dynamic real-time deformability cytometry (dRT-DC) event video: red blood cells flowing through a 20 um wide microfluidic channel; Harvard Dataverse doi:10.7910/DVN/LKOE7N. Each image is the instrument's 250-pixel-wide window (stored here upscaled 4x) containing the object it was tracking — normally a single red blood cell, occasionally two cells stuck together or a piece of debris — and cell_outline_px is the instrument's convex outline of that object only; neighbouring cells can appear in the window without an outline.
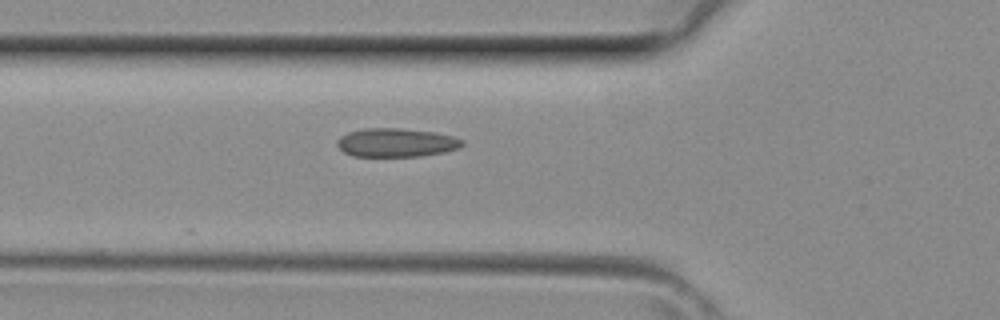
{"species": "common noctule bat (a hibernating species)", "species_latin": "Nyctalus noctula", "temperature_condition": "room temperature", "stored_images_in_passage": 2, "camera_frame_rate_fps": 3000, "um_per_image_px": 0.085, "animal": {"sex": "female", "body_mass_g": 29.2, "forearm_length_mm": 56.3}, "frame": {"image": 1, "passage_image": 2, "time_ms": 0.333, "image_size_px": [1000, 320], "cell_outline_px": [[464, 144], [460, 148], [444, 152], [420, 156], [352, 156], [344, 152], [336, 144], [336, 140], [340, 136], [348, 132], [364, 128], [400, 128], [432, 132], [452, 136], [464, 140]], "centroid_in_image_um": [33.67, 12.12], "position_along_channel_um": 92.1, "area_um2": 20.92}}